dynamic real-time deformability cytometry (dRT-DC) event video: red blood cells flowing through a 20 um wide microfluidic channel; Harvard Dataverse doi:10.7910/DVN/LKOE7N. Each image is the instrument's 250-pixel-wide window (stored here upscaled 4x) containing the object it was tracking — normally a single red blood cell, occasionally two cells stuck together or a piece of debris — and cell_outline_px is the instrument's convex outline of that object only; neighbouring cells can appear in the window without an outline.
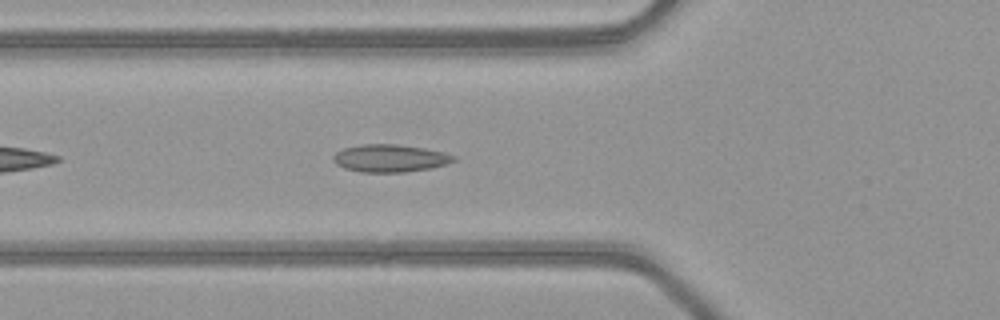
{"species": "common noctule bat (a hibernating species)", "species_latin": "Nyctalus noctula", "temperature_condition": "warm", "stored_images_in_passage": 12, "camera_frame_rate_fps": 3000, "um_per_image_px": 0.085, "animal": {"sex": "female", "body_mass_g": 21.9}, "frame": {"image": 1, "passage_image": 6, "time_ms": 1.667, "image_size_px": [1000, 320], "cell_outline_px": [[456, 160], [448, 164], [432, 168], [404, 172], [360, 172], [344, 168], [336, 164], [332, 160], [332, 156], [336, 152], [344, 148], [360, 144], [396, 144], [424, 148], [444, 152], [456, 156]], "centroid_in_image_um": [33.15, 13.45], "position_along_channel_um": 92.6, "area_um2": 19.54}}
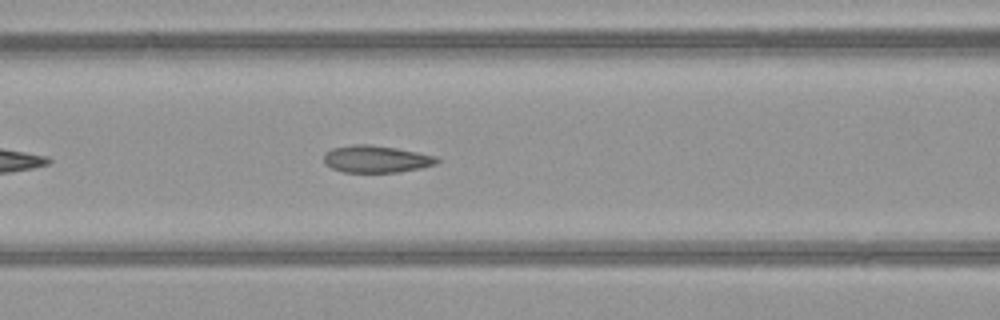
{"frame": {"image": 2, "passage_image": 9, "time_ms": 2.667, "image_size_px": [1000, 320], "cell_outline_px": [[440, 160], [436, 164], [420, 168], [400, 172], [344, 172], [332, 168], [324, 164], [324, 152], [332, 148], [352, 144], [368, 144], [396, 148], [436, 156]], "centroid_in_image_um": [31.95, 13.52], "position_along_channel_um": 134.7, "area_um2": 17.92}}